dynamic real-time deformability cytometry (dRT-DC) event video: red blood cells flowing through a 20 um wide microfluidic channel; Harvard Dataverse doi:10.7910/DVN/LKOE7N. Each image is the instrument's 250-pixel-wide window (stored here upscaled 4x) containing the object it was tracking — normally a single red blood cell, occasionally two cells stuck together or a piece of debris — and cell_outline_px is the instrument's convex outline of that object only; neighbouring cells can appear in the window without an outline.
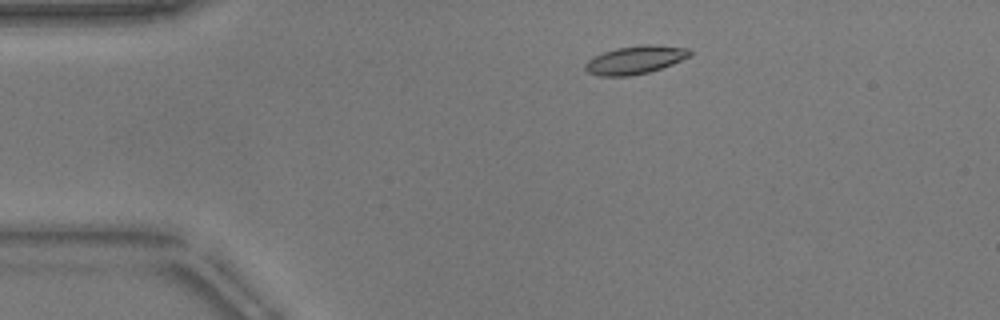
{"species": "common noctule bat (a hibernating species)", "species_latin": "Nyctalus noctula", "temperature_condition": "warm", "stored_images_in_passage": 49, "camera_frame_rate_fps": 3000, "um_per_image_px": 0.085, "animal": {"sex": "male", "body_mass_g": 17.9}, "frame": {"image": 1, "passage_image": 6, "time_ms": 1.667, "image_size_px": [1000, 320], "cell_outline_px": [[692, 52], [688, 56], [672, 64], [648, 72], [628, 76], [600, 76], [588, 72], [584, 68], [584, 64], [592, 56], [616, 48], [640, 44], [652, 44], [688, 48]], "centroid_in_image_um": [53.95, 5.08], "position_along_channel_um": 31.1, "area_um2": 17.11}}
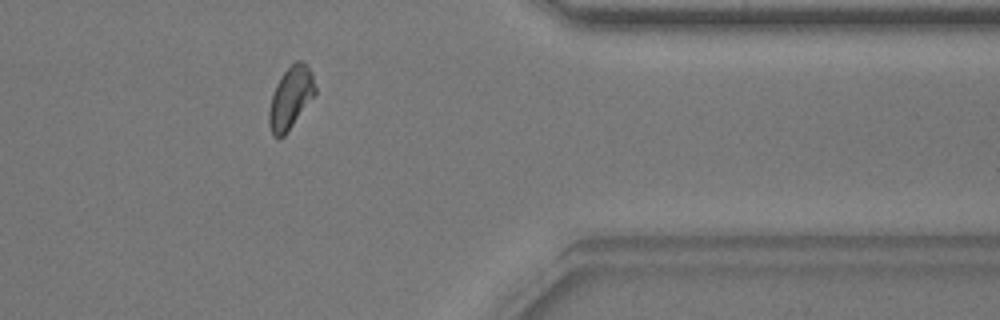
{"frame": {"image": 2, "passage_image": 39, "time_ms": 12.667, "image_size_px": [1000, 320], "cell_outline_px": [[316, 92], [284, 136], [280, 140], [276, 140], [272, 136], [268, 124], [268, 112], [272, 92], [276, 84], [284, 72], [296, 60], [304, 60], [308, 64], [312, 72], [316, 88]], "centroid_in_image_um": [24.68, 8.32], "position_along_channel_um": 386.7, "area_um2": 16.88}}
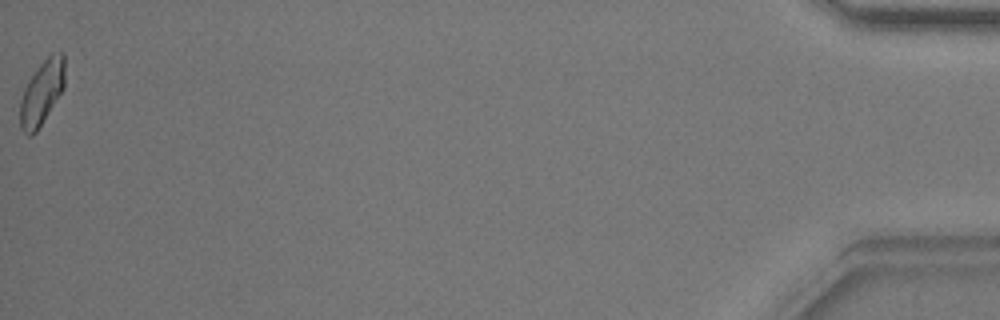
{"frame": {"image": 3, "passage_image": 49, "time_ms": 16.0, "image_size_px": [1000, 320], "cell_outline_px": [[64, 88], [36, 132], [32, 136], [28, 136], [20, 128], [20, 100], [24, 88], [28, 80], [40, 64], [52, 52], [64, 52]], "centroid_in_image_um": [3.55, 7.87], "position_along_channel_um": 431.7, "area_um2": 16.76}, "authors_computed_cell_mechanics": {"area_um2": 16.6464, "velocity_mm_per_s": 3.8159, "shape_relaxation_time_tau1_ms": 2.288, "shape_relaxation_time_tau2_ms": 3.5105, "deformation_change_tau1": 0.1066, "deformation_change_tau2": 0.0734}}